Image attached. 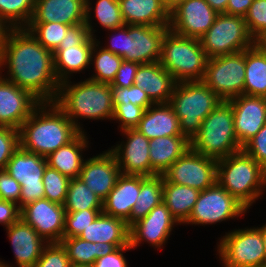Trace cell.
Masks as SVG:
<instances>
[{
    "instance_id": "obj_1",
    "label": "cell",
    "mask_w": 266,
    "mask_h": 267,
    "mask_svg": "<svg viewBox=\"0 0 266 267\" xmlns=\"http://www.w3.org/2000/svg\"><path fill=\"white\" fill-rule=\"evenodd\" d=\"M2 65L8 66L6 80L30 91L41 102L55 101L60 83L54 73L53 53L26 28L7 30L0 52V68Z\"/></svg>"
},
{
    "instance_id": "obj_2",
    "label": "cell",
    "mask_w": 266,
    "mask_h": 267,
    "mask_svg": "<svg viewBox=\"0 0 266 267\" xmlns=\"http://www.w3.org/2000/svg\"><path fill=\"white\" fill-rule=\"evenodd\" d=\"M80 133L54 102H41L21 125L19 142L25 151L47 157Z\"/></svg>"
},
{
    "instance_id": "obj_3",
    "label": "cell",
    "mask_w": 266,
    "mask_h": 267,
    "mask_svg": "<svg viewBox=\"0 0 266 267\" xmlns=\"http://www.w3.org/2000/svg\"><path fill=\"white\" fill-rule=\"evenodd\" d=\"M54 103L81 132L76 118L104 120L114 114L111 85L90 79L73 85L69 80L61 82Z\"/></svg>"
},
{
    "instance_id": "obj_4",
    "label": "cell",
    "mask_w": 266,
    "mask_h": 267,
    "mask_svg": "<svg viewBox=\"0 0 266 267\" xmlns=\"http://www.w3.org/2000/svg\"><path fill=\"white\" fill-rule=\"evenodd\" d=\"M217 182L249 209L266 187V170L241 150L217 160Z\"/></svg>"
},
{
    "instance_id": "obj_5",
    "label": "cell",
    "mask_w": 266,
    "mask_h": 267,
    "mask_svg": "<svg viewBox=\"0 0 266 267\" xmlns=\"http://www.w3.org/2000/svg\"><path fill=\"white\" fill-rule=\"evenodd\" d=\"M190 148L216 160L242 150L234 131L233 107L228 101H221L202 121L190 140Z\"/></svg>"
},
{
    "instance_id": "obj_6",
    "label": "cell",
    "mask_w": 266,
    "mask_h": 267,
    "mask_svg": "<svg viewBox=\"0 0 266 267\" xmlns=\"http://www.w3.org/2000/svg\"><path fill=\"white\" fill-rule=\"evenodd\" d=\"M221 101L203 81H184L176 82L169 104L179 119L182 135L191 140Z\"/></svg>"
},
{
    "instance_id": "obj_7",
    "label": "cell",
    "mask_w": 266,
    "mask_h": 267,
    "mask_svg": "<svg viewBox=\"0 0 266 267\" xmlns=\"http://www.w3.org/2000/svg\"><path fill=\"white\" fill-rule=\"evenodd\" d=\"M208 59L200 39L165 33L159 63L176 82L202 81Z\"/></svg>"
},
{
    "instance_id": "obj_8",
    "label": "cell",
    "mask_w": 266,
    "mask_h": 267,
    "mask_svg": "<svg viewBox=\"0 0 266 267\" xmlns=\"http://www.w3.org/2000/svg\"><path fill=\"white\" fill-rule=\"evenodd\" d=\"M169 26L125 25L110 31L112 36L105 50L122 57L124 61L146 64L159 62L162 41Z\"/></svg>"
},
{
    "instance_id": "obj_9",
    "label": "cell",
    "mask_w": 266,
    "mask_h": 267,
    "mask_svg": "<svg viewBox=\"0 0 266 267\" xmlns=\"http://www.w3.org/2000/svg\"><path fill=\"white\" fill-rule=\"evenodd\" d=\"M200 42L209 58L241 52L255 44L245 18L227 13H218Z\"/></svg>"
},
{
    "instance_id": "obj_10",
    "label": "cell",
    "mask_w": 266,
    "mask_h": 267,
    "mask_svg": "<svg viewBox=\"0 0 266 267\" xmlns=\"http://www.w3.org/2000/svg\"><path fill=\"white\" fill-rule=\"evenodd\" d=\"M217 251L225 267H266V248L258 228L227 233Z\"/></svg>"
},
{
    "instance_id": "obj_11",
    "label": "cell",
    "mask_w": 266,
    "mask_h": 267,
    "mask_svg": "<svg viewBox=\"0 0 266 267\" xmlns=\"http://www.w3.org/2000/svg\"><path fill=\"white\" fill-rule=\"evenodd\" d=\"M202 81L222 101L244 94L245 50L209 58Z\"/></svg>"
},
{
    "instance_id": "obj_12",
    "label": "cell",
    "mask_w": 266,
    "mask_h": 267,
    "mask_svg": "<svg viewBox=\"0 0 266 267\" xmlns=\"http://www.w3.org/2000/svg\"><path fill=\"white\" fill-rule=\"evenodd\" d=\"M46 166V157L27 152L20 146L13 153L5 171L21 185L19 209L44 198L45 191L42 178Z\"/></svg>"
},
{
    "instance_id": "obj_13",
    "label": "cell",
    "mask_w": 266,
    "mask_h": 267,
    "mask_svg": "<svg viewBox=\"0 0 266 267\" xmlns=\"http://www.w3.org/2000/svg\"><path fill=\"white\" fill-rule=\"evenodd\" d=\"M162 176L169 183L203 191L217 183V160L189 148Z\"/></svg>"
},
{
    "instance_id": "obj_14",
    "label": "cell",
    "mask_w": 266,
    "mask_h": 267,
    "mask_svg": "<svg viewBox=\"0 0 266 267\" xmlns=\"http://www.w3.org/2000/svg\"><path fill=\"white\" fill-rule=\"evenodd\" d=\"M247 208L218 182L200 192L186 224H213L245 214Z\"/></svg>"
},
{
    "instance_id": "obj_15",
    "label": "cell",
    "mask_w": 266,
    "mask_h": 267,
    "mask_svg": "<svg viewBox=\"0 0 266 267\" xmlns=\"http://www.w3.org/2000/svg\"><path fill=\"white\" fill-rule=\"evenodd\" d=\"M217 15L205 0H184L170 10L169 29L180 36L200 39Z\"/></svg>"
},
{
    "instance_id": "obj_16",
    "label": "cell",
    "mask_w": 266,
    "mask_h": 267,
    "mask_svg": "<svg viewBox=\"0 0 266 267\" xmlns=\"http://www.w3.org/2000/svg\"><path fill=\"white\" fill-rule=\"evenodd\" d=\"M66 210L64 205L39 199L20 209V218L29 224L47 243L63 239Z\"/></svg>"
},
{
    "instance_id": "obj_17",
    "label": "cell",
    "mask_w": 266,
    "mask_h": 267,
    "mask_svg": "<svg viewBox=\"0 0 266 267\" xmlns=\"http://www.w3.org/2000/svg\"><path fill=\"white\" fill-rule=\"evenodd\" d=\"M40 103L41 101L30 91L20 88L0 75V127L19 130Z\"/></svg>"
},
{
    "instance_id": "obj_18",
    "label": "cell",
    "mask_w": 266,
    "mask_h": 267,
    "mask_svg": "<svg viewBox=\"0 0 266 267\" xmlns=\"http://www.w3.org/2000/svg\"><path fill=\"white\" fill-rule=\"evenodd\" d=\"M228 102L233 107L235 135L243 147L266 123V97L242 94Z\"/></svg>"
},
{
    "instance_id": "obj_19",
    "label": "cell",
    "mask_w": 266,
    "mask_h": 267,
    "mask_svg": "<svg viewBox=\"0 0 266 267\" xmlns=\"http://www.w3.org/2000/svg\"><path fill=\"white\" fill-rule=\"evenodd\" d=\"M178 221L173 217L170 210L162 202L154 207L147 216L130 226L129 244L136 248L141 241L148 242L159 248L169 238L174 224Z\"/></svg>"
},
{
    "instance_id": "obj_20",
    "label": "cell",
    "mask_w": 266,
    "mask_h": 267,
    "mask_svg": "<svg viewBox=\"0 0 266 267\" xmlns=\"http://www.w3.org/2000/svg\"><path fill=\"white\" fill-rule=\"evenodd\" d=\"M126 137V145L122 143L110 151L115 155L121 174L142 175L151 177L149 156V139L137 129L122 131Z\"/></svg>"
},
{
    "instance_id": "obj_21",
    "label": "cell",
    "mask_w": 266,
    "mask_h": 267,
    "mask_svg": "<svg viewBox=\"0 0 266 267\" xmlns=\"http://www.w3.org/2000/svg\"><path fill=\"white\" fill-rule=\"evenodd\" d=\"M120 175L121 171L116 157L108 150L85 160L78 178L104 201Z\"/></svg>"
},
{
    "instance_id": "obj_22",
    "label": "cell",
    "mask_w": 266,
    "mask_h": 267,
    "mask_svg": "<svg viewBox=\"0 0 266 267\" xmlns=\"http://www.w3.org/2000/svg\"><path fill=\"white\" fill-rule=\"evenodd\" d=\"M7 231L18 267H34L47 241L21 218L7 227Z\"/></svg>"
},
{
    "instance_id": "obj_23",
    "label": "cell",
    "mask_w": 266,
    "mask_h": 267,
    "mask_svg": "<svg viewBox=\"0 0 266 267\" xmlns=\"http://www.w3.org/2000/svg\"><path fill=\"white\" fill-rule=\"evenodd\" d=\"M86 21V0H35L30 22L75 25Z\"/></svg>"
},
{
    "instance_id": "obj_24",
    "label": "cell",
    "mask_w": 266,
    "mask_h": 267,
    "mask_svg": "<svg viewBox=\"0 0 266 267\" xmlns=\"http://www.w3.org/2000/svg\"><path fill=\"white\" fill-rule=\"evenodd\" d=\"M134 84L157 104L169 103L176 81L159 62H152L138 66Z\"/></svg>"
},
{
    "instance_id": "obj_25",
    "label": "cell",
    "mask_w": 266,
    "mask_h": 267,
    "mask_svg": "<svg viewBox=\"0 0 266 267\" xmlns=\"http://www.w3.org/2000/svg\"><path fill=\"white\" fill-rule=\"evenodd\" d=\"M141 175L121 174L114 188L103 201L102 212L127 220L140 193Z\"/></svg>"
},
{
    "instance_id": "obj_26",
    "label": "cell",
    "mask_w": 266,
    "mask_h": 267,
    "mask_svg": "<svg viewBox=\"0 0 266 267\" xmlns=\"http://www.w3.org/2000/svg\"><path fill=\"white\" fill-rule=\"evenodd\" d=\"M126 25L169 26L170 11L163 0H119Z\"/></svg>"
},
{
    "instance_id": "obj_27",
    "label": "cell",
    "mask_w": 266,
    "mask_h": 267,
    "mask_svg": "<svg viewBox=\"0 0 266 267\" xmlns=\"http://www.w3.org/2000/svg\"><path fill=\"white\" fill-rule=\"evenodd\" d=\"M135 129L149 140L157 137L184 136L179 128V119L169 103H157L147 108Z\"/></svg>"
},
{
    "instance_id": "obj_28",
    "label": "cell",
    "mask_w": 266,
    "mask_h": 267,
    "mask_svg": "<svg viewBox=\"0 0 266 267\" xmlns=\"http://www.w3.org/2000/svg\"><path fill=\"white\" fill-rule=\"evenodd\" d=\"M129 230L125 220L101 212L78 237L94 243L114 244L118 248L130 245Z\"/></svg>"
},
{
    "instance_id": "obj_29",
    "label": "cell",
    "mask_w": 266,
    "mask_h": 267,
    "mask_svg": "<svg viewBox=\"0 0 266 267\" xmlns=\"http://www.w3.org/2000/svg\"><path fill=\"white\" fill-rule=\"evenodd\" d=\"M189 148L190 140L186 136H166L150 139L151 177L163 175Z\"/></svg>"
},
{
    "instance_id": "obj_30",
    "label": "cell",
    "mask_w": 266,
    "mask_h": 267,
    "mask_svg": "<svg viewBox=\"0 0 266 267\" xmlns=\"http://www.w3.org/2000/svg\"><path fill=\"white\" fill-rule=\"evenodd\" d=\"M87 139L82 131L73 141L50 153L46 157L47 165L70 179L78 178L84 162L80 152L88 147Z\"/></svg>"
},
{
    "instance_id": "obj_31",
    "label": "cell",
    "mask_w": 266,
    "mask_h": 267,
    "mask_svg": "<svg viewBox=\"0 0 266 267\" xmlns=\"http://www.w3.org/2000/svg\"><path fill=\"white\" fill-rule=\"evenodd\" d=\"M92 50L93 45L59 46L53 53L54 73L58 82L66 81L71 73L87 68L91 63Z\"/></svg>"
},
{
    "instance_id": "obj_32",
    "label": "cell",
    "mask_w": 266,
    "mask_h": 267,
    "mask_svg": "<svg viewBox=\"0 0 266 267\" xmlns=\"http://www.w3.org/2000/svg\"><path fill=\"white\" fill-rule=\"evenodd\" d=\"M200 192L186 185L169 183L163 178V203L179 224L188 220Z\"/></svg>"
},
{
    "instance_id": "obj_33",
    "label": "cell",
    "mask_w": 266,
    "mask_h": 267,
    "mask_svg": "<svg viewBox=\"0 0 266 267\" xmlns=\"http://www.w3.org/2000/svg\"><path fill=\"white\" fill-rule=\"evenodd\" d=\"M244 94L266 97V51L256 44L245 49Z\"/></svg>"
},
{
    "instance_id": "obj_34",
    "label": "cell",
    "mask_w": 266,
    "mask_h": 267,
    "mask_svg": "<svg viewBox=\"0 0 266 267\" xmlns=\"http://www.w3.org/2000/svg\"><path fill=\"white\" fill-rule=\"evenodd\" d=\"M163 202V176L156 175L146 177L141 175L140 193L131 211L130 217L126 220L130 227L138 220L144 218L149 212Z\"/></svg>"
},
{
    "instance_id": "obj_35",
    "label": "cell",
    "mask_w": 266,
    "mask_h": 267,
    "mask_svg": "<svg viewBox=\"0 0 266 267\" xmlns=\"http://www.w3.org/2000/svg\"><path fill=\"white\" fill-rule=\"evenodd\" d=\"M62 245L65 247L71 265H93L96 259L106 256L117 249L114 244L89 242L79 237L63 238Z\"/></svg>"
},
{
    "instance_id": "obj_36",
    "label": "cell",
    "mask_w": 266,
    "mask_h": 267,
    "mask_svg": "<svg viewBox=\"0 0 266 267\" xmlns=\"http://www.w3.org/2000/svg\"><path fill=\"white\" fill-rule=\"evenodd\" d=\"M64 209L66 212L103 209V201L79 178H74L69 182Z\"/></svg>"
},
{
    "instance_id": "obj_37",
    "label": "cell",
    "mask_w": 266,
    "mask_h": 267,
    "mask_svg": "<svg viewBox=\"0 0 266 267\" xmlns=\"http://www.w3.org/2000/svg\"><path fill=\"white\" fill-rule=\"evenodd\" d=\"M34 6L35 0H0V21L8 29L26 28L32 18Z\"/></svg>"
},
{
    "instance_id": "obj_38",
    "label": "cell",
    "mask_w": 266,
    "mask_h": 267,
    "mask_svg": "<svg viewBox=\"0 0 266 267\" xmlns=\"http://www.w3.org/2000/svg\"><path fill=\"white\" fill-rule=\"evenodd\" d=\"M97 42V43H96ZM93 45V50L91 54V62H94L96 74L91 76L90 80L100 83L111 84L115 79L116 73L123 61L122 57L113 54L110 51L105 50L104 48L97 51L100 42L96 41ZM94 52V53H93ZM96 52V55H94ZM95 56V57H94ZM94 57V61H93Z\"/></svg>"
},
{
    "instance_id": "obj_39",
    "label": "cell",
    "mask_w": 266,
    "mask_h": 267,
    "mask_svg": "<svg viewBox=\"0 0 266 267\" xmlns=\"http://www.w3.org/2000/svg\"><path fill=\"white\" fill-rule=\"evenodd\" d=\"M68 27L69 25L60 22H29L26 29L44 48L54 53L65 37Z\"/></svg>"
},
{
    "instance_id": "obj_40",
    "label": "cell",
    "mask_w": 266,
    "mask_h": 267,
    "mask_svg": "<svg viewBox=\"0 0 266 267\" xmlns=\"http://www.w3.org/2000/svg\"><path fill=\"white\" fill-rule=\"evenodd\" d=\"M70 180V178L47 165L42 178L45 191L44 198L64 205Z\"/></svg>"
},
{
    "instance_id": "obj_41",
    "label": "cell",
    "mask_w": 266,
    "mask_h": 267,
    "mask_svg": "<svg viewBox=\"0 0 266 267\" xmlns=\"http://www.w3.org/2000/svg\"><path fill=\"white\" fill-rule=\"evenodd\" d=\"M95 16L103 28L110 30L125 26L119 0H97Z\"/></svg>"
},
{
    "instance_id": "obj_42",
    "label": "cell",
    "mask_w": 266,
    "mask_h": 267,
    "mask_svg": "<svg viewBox=\"0 0 266 267\" xmlns=\"http://www.w3.org/2000/svg\"><path fill=\"white\" fill-rule=\"evenodd\" d=\"M103 209H84L66 212L63 238L78 237L91 224Z\"/></svg>"
},
{
    "instance_id": "obj_43",
    "label": "cell",
    "mask_w": 266,
    "mask_h": 267,
    "mask_svg": "<svg viewBox=\"0 0 266 267\" xmlns=\"http://www.w3.org/2000/svg\"><path fill=\"white\" fill-rule=\"evenodd\" d=\"M111 90L114 108L118 104H128V102H131L137 106H141L145 109L154 104L149 99L146 92L135 84L130 87L111 86Z\"/></svg>"
},
{
    "instance_id": "obj_44",
    "label": "cell",
    "mask_w": 266,
    "mask_h": 267,
    "mask_svg": "<svg viewBox=\"0 0 266 267\" xmlns=\"http://www.w3.org/2000/svg\"><path fill=\"white\" fill-rule=\"evenodd\" d=\"M244 18L250 35L256 40L266 31V0H253Z\"/></svg>"
},
{
    "instance_id": "obj_45",
    "label": "cell",
    "mask_w": 266,
    "mask_h": 267,
    "mask_svg": "<svg viewBox=\"0 0 266 267\" xmlns=\"http://www.w3.org/2000/svg\"><path fill=\"white\" fill-rule=\"evenodd\" d=\"M68 254L61 242L47 243L34 267H70Z\"/></svg>"
},
{
    "instance_id": "obj_46",
    "label": "cell",
    "mask_w": 266,
    "mask_h": 267,
    "mask_svg": "<svg viewBox=\"0 0 266 267\" xmlns=\"http://www.w3.org/2000/svg\"><path fill=\"white\" fill-rule=\"evenodd\" d=\"M146 109L128 102V104H118L114 108L112 120L121 122V131L126 129H135L143 118Z\"/></svg>"
},
{
    "instance_id": "obj_47",
    "label": "cell",
    "mask_w": 266,
    "mask_h": 267,
    "mask_svg": "<svg viewBox=\"0 0 266 267\" xmlns=\"http://www.w3.org/2000/svg\"><path fill=\"white\" fill-rule=\"evenodd\" d=\"M19 146V130L12 127H0V170L5 169Z\"/></svg>"
},
{
    "instance_id": "obj_48",
    "label": "cell",
    "mask_w": 266,
    "mask_h": 267,
    "mask_svg": "<svg viewBox=\"0 0 266 267\" xmlns=\"http://www.w3.org/2000/svg\"><path fill=\"white\" fill-rule=\"evenodd\" d=\"M242 150L254 158L266 170V123L259 132L250 139Z\"/></svg>"
},
{
    "instance_id": "obj_49",
    "label": "cell",
    "mask_w": 266,
    "mask_h": 267,
    "mask_svg": "<svg viewBox=\"0 0 266 267\" xmlns=\"http://www.w3.org/2000/svg\"><path fill=\"white\" fill-rule=\"evenodd\" d=\"M96 38L92 37L86 23L69 26L65 37L59 46L94 45Z\"/></svg>"
},
{
    "instance_id": "obj_50",
    "label": "cell",
    "mask_w": 266,
    "mask_h": 267,
    "mask_svg": "<svg viewBox=\"0 0 266 267\" xmlns=\"http://www.w3.org/2000/svg\"><path fill=\"white\" fill-rule=\"evenodd\" d=\"M21 196V185L5 169L0 170V199L18 204Z\"/></svg>"
},
{
    "instance_id": "obj_51",
    "label": "cell",
    "mask_w": 266,
    "mask_h": 267,
    "mask_svg": "<svg viewBox=\"0 0 266 267\" xmlns=\"http://www.w3.org/2000/svg\"><path fill=\"white\" fill-rule=\"evenodd\" d=\"M140 64L131 61H122L115 79L110 84L117 87H130L135 82V75Z\"/></svg>"
},
{
    "instance_id": "obj_52",
    "label": "cell",
    "mask_w": 266,
    "mask_h": 267,
    "mask_svg": "<svg viewBox=\"0 0 266 267\" xmlns=\"http://www.w3.org/2000/svg\"><path fill=\"white\" fill-rule=\"evenodd\" d=\"M130 245L118 247L115 251L106 256L96 259L94 267H127V261L123 256L124 251L130 250Z\"/></svg>"
},
{
    "instance_id": "obj_53",
    "label": "cell",
    "mask_w": 266,
    "mask_h": 267,
    "mask_svg": "<svg viewBox=\"0 0 266 267\" xmlns=\"http://www.w3.org/2000/svg\"><path fill=\"white\" fill-rule=\"evenodd\" d=\"M20 218V209L17 204L0 199V224L9 227Z\"/></svg>"
},
{
    "instance_id": "obj_54",
    "label": "cell",
    "mask_w": 266,
    "mask_h": 267,
    "mask_svg": "<svg viewBox=\"0 0 266 267\" xmlns=\"http://www.w3.org/2000/svg\"><path fill=\"white\" fill-rule=\"evenodd\" d=\"M253 0H229L226 13L235 16L245 17Z\"/></svg>"
},
{
    "instance_id": "obj_55",
    "label": "cell",
    "mask_w": 266,
    "mask_h": 267,
    "mask_svg": "<svg viewBox=\"0 0 266 267\" xmlns=\"http://www.w3.org/2000/svg\"><path fill=\"white\" fill-rule=\"evenodd\" d=\"M217 13H226L229 0H205Z\"/></svg>"
},
{
    "instance_id": "obj_56",
    "label": "cell",
    "mask_w": 266,
    "mask_h": 267,
    "mask_svg": "<svg viewBox=\"0 0 266 267\" xmlns=\"http://www.w3.org/2000/svg\"><path fill=\"white\" fill-rule=\"evenodd\" d=\"M90 5H91V3H90V1L89 0H86V21H85V23H86V25H87V28L89 29V32H90V34H91V36L92 37H94L93 35V32H92V30H93V27H92V25H91V20H90V10L92 9V7H90Z\"/></svg>"
},
{
    "instance_id": "obj_57",
    "label": "cell",
    "mask_w": 266,
    "mask_h": 267,
    "mask_svg": "<svg viewBox=\"0 0 266 267\" xmlns=\"http://www.w3.org/2000/svg\"><path fill=\"white\" fill-rule=\"evenodd\" d=\"M255 44L263 51H266V31L263 32L256 40Z\"/></svg>"
},
{
    "instance_id": "obj_58",
    "label": "cell",
    "mask_w": 266,
    "mask_h": 267,
    "mask_svg": "<svg viewBox=\"0 0 266 267\" xmlns=\"http://www.w3.org/2000/svg\"><path fill=\"white\" fill-rule=\"evenodd\" d=\"M8 30V27H6L1 21H0V52L3 46V39Z\"/></svg>"
},
{
    "instance_id": "obj_59",
    "label": "cell",
    "mask_w": 266,
    "mask_h": 267,
    "mask_svg": "<svg viewBox=\"0 0 266 267\" xmlns=\"http://www.w3.org/2000/svg\"><path fill=\"white\" fill-rule=\"evenodd\" d=\"M182 1L184 0H163L165 6L169 9V11Z\"/></svg>"
},
{
    "instance_id": "obj_60",
    "label": "cell",
    "mask_w": 266,
    "mask_h": 267,
    "mask_svg": "<svg viewBox=\"0 0 266 267\" xmlns=\"http://www.w3.org/2000/svg\"><path fill=\"white\" fill-rule=\"evenodd\" d=\"M258 229L261 232L262 239H263V242H264V245H265V248H266V224L263 225L262 227H259Z\"/></svg>"
},
{
    "instance_id": "obj_61",
    "label": "cell",
    "mask_w": 266,
    "mask_h": 267,
    "mask_svg": "<svg viewBox=\"0 0 266 267\" xmlns=\"http://www.w3.org/2000/svg\"><path fill=\"white\" fill-rule=\"evenodd\" d=\"M70 267H94L93 265H87V264H78V265H71Z\"/></svg>"
},
{
    "instance_id": "obj_62",
    "label": "cell",
    "mask_w": 266,
    "mask_h": 267,
    "mask_svg": "<svg viewBox=\"0 0 266 267\" xmlns=\"http://www.w3.org/2000/svg\"><path fill=\"white\" fill-rule=\"evenodd\" d=\"M0 267H12V266H9V264L7 265L6 263L0 261Z\"/></svg>"
}]
</instances>
